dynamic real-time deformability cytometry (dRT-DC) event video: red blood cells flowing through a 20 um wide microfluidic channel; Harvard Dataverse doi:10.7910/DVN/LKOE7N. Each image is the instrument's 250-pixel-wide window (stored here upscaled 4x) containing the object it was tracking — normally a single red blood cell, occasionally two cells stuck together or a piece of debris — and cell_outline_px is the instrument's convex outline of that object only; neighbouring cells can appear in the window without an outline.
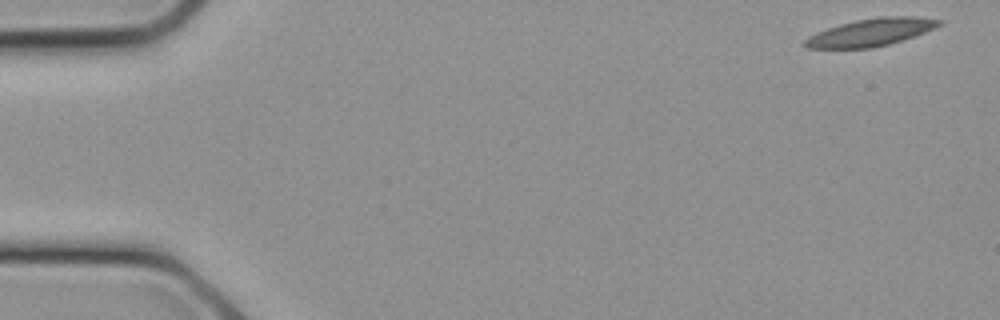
{"species": "common noctule bat (a hibernating species)", "species_latin": "Nyctalus noctula", "temperature_condition": "cold", "stored_images_in_passage": 27, "camera_frame_rate_fps": 3000, "um_per_image_px": 0.085, "animal": {"sex": "female", "body_mass_g": 21.9}, "frame": {"image": 1, "passage_image": 1, "time_ms": 0.0, "image_size_px": [1000, 320], "cell_outline_px": [[944, 24], [904, 40], [872, 48], [804, 48], [804, 40], [808, 36], [828, 28], [840, 24], [856, 20], [880, 16], [916, 16], [944, 20]], "centroid_in_image_um": [74.06, 2.74], "position_along_channel_um": 10.9, "area_um2": 21.56}}
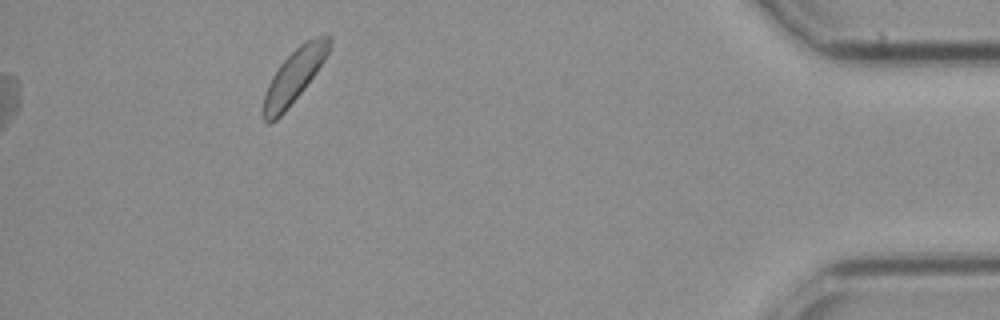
{"frame": {"image": 2, "passage_image": 27, "time_ms": 8.667, "image_size_px": [1000, 320], "cell_outline_px": [[332, 40], [328, 52], [324, 60], [316, 72], [304, 88], [288, 108], [276, 120], [268, 124], [264, 120], [264, 92], [272, 76], [280, 64], [304, 40], [328, 32], [332, 36]], "centroid_in_image_um": [25.03, 6.4], "position_along_channel_um": 410.2, "area_um2": 20.35}}